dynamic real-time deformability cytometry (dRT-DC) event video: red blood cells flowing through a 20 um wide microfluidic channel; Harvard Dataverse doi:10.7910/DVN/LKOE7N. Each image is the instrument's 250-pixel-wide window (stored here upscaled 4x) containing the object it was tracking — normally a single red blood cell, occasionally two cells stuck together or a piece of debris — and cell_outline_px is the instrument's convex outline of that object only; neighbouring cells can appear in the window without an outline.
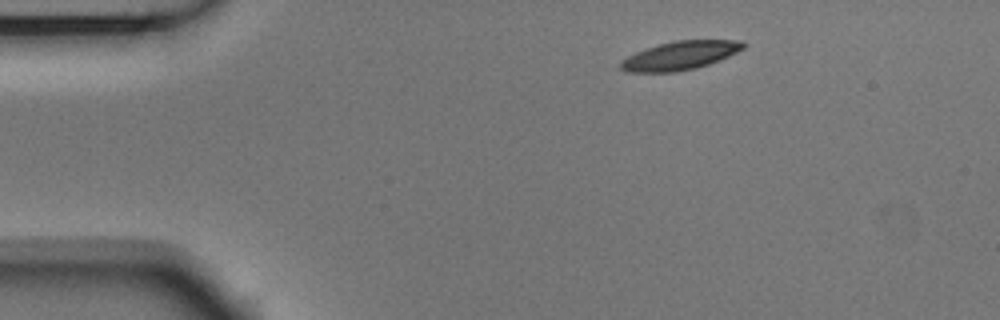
{"species": "Egyptian fruit bat (a non-hibernating species)", "species_latin": "Rousettus aegyptiacus", "temperature_condition": "room temperature", "stored_images_in_passage": 3, "camera_frame_rate_fps": 3000, "um_per_image_px": 0.085, "animal": {"sex": "male"}, "frame": {"image": 1, "passage_image": 1, "time_ms": 0.0, "image_size_px": [1000, 320], "cell_outline_px": [[744, 48], [720, 60], [696, 68], [676, 72], [628, 72], [620, 68], [620, 60], [636, 52], [660, 44], [676, 40], [740, 40], [744, 44]], "centroid_in_image_um": [57.79, 4.73], "position_along_channel_um": 27.2, "area_um2": 20.23}}